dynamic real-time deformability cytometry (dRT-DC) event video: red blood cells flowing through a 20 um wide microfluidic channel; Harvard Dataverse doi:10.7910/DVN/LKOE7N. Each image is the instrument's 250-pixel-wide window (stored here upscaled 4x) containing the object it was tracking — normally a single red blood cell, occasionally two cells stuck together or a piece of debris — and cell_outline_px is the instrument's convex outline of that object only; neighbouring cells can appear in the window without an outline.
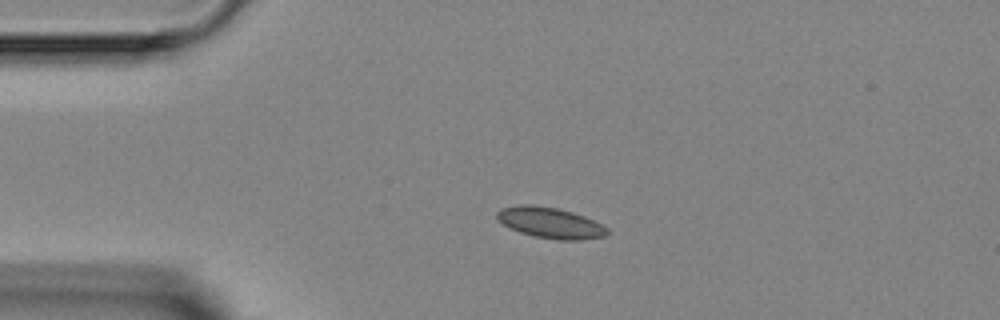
{"species": "Egyptian fruit bat (a non-hibernating species)", "species_latin": "Rousettus aegyptiacus", "temperature_condition": "room temperature", "stored_images_in_passage": 5, "camera_frame_rate_fps": 3000, "um_per_image_px": 0.085, "animal": {"sex": "female"}, "frame": {"image": 1, "passage_image": 3, "time_ms": 2.0, "image_size_px": [1000, 320], "cell_outline_px": [[608, 232], [604, 236], [580, 240], [560, 240], [532, 236], [520, 232], [504, 224], [496, 216], [496, 212], [500, 208], [520, 204], [528, 204], [560, 208], [584, 216], [608, 228]], "centroid_in_image_um": [46.76, 18.93], "position_along_channel_um": 38.2, "area_um2": 19.71}}
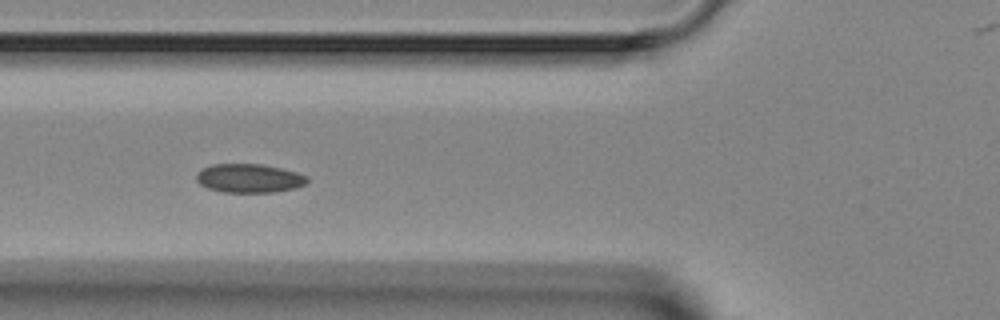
{"frame": {"image": 2, "passage_image": 5, "time_ms": 4.333, "image_size_px": [1000, 320], "cell_outline_px": [[308, 180], [304, 184], [296, 188], [272, 192], [220, 192], [208, 188], [200, 184], [196, 180], [196, 176], [204, 168], [212, 164], [264, 164], [296, 172], [308, 176]], "centroid_in_image_um": [21.19, 15.15], "position_along_channel_um": 104.6, "area_um2": 18.5}}